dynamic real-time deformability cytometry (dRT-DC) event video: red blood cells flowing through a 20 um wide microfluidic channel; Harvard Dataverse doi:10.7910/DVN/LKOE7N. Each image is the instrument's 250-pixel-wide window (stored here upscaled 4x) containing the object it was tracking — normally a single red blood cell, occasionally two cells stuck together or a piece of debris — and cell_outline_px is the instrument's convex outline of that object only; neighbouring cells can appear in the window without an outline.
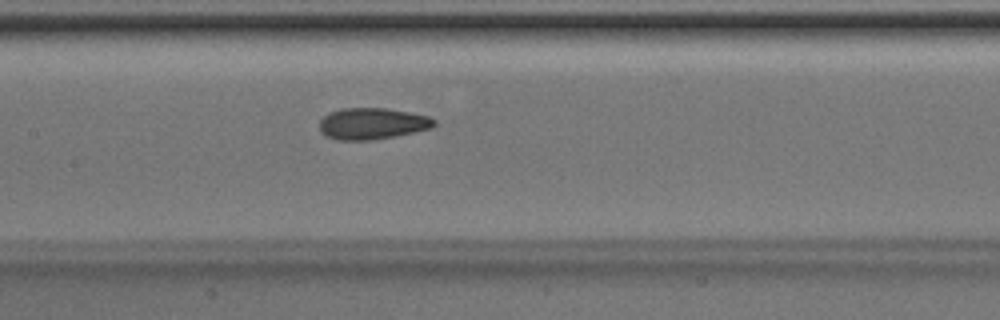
{"species": "Egyptian fruit bat (a non-hibernating species)", "species_latin": "Rousettus aegyptiacus", "temperature_condition": "room temperature", "stored_images_in_passage": 5, "camera_frame_rate_fps": 3000, "um_per_image_px": 0.085, "animal": {"sex": "male"}, "frame": {"image": 1, "passage_image": 5, "time_ms": 1.333, "image_size_px": [1000, 320], "cell_outline_px": [[436, 124], [432, 128], [372, 140], [336, 140], [320, 132], [320, 120], [328, 112], [344, 108], [388, 108], [428, 116], [436, 120]], "centroid_in_image_um": [31.62, 10.5], "position_along_channel_um": 175.8, "area_um2": 20.92}}